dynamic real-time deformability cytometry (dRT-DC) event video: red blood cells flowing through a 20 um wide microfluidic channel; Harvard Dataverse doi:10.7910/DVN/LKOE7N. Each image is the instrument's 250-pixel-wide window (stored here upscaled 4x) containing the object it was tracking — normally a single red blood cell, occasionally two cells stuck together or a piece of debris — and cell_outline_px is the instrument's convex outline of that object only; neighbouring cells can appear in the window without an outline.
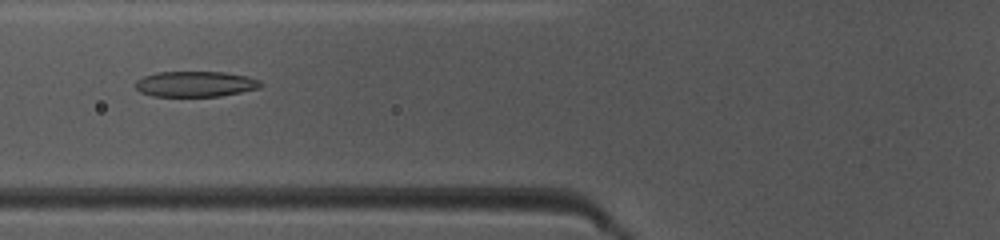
{"species": "common noctule bat (a hibernating species)", "species_latin": "Nyctalus noctula", "temperature_condition": "warm", "stored_images_in_passage": 48, "camera_frame_rate_fps": 3000, "um_per_image_px": 0.085, "animal": {"sex": "female", "body_mass_g": 10.0, "forearm_length_mm": 53.1}, "frame": {"image": 1, "passage_image": 19, "time_ms": 6.0, "image_size_px": [1000, 240], "cell_outline_px": [[264, 84], [260, 88], [220, 96], [152, 96], [140, 92], [136, 88], [136, 80], [144, 76], [156, 72], [224, 72], [248, 76], [260, 80]], "centroid_in_image_um": [16.63, 7.14], "position_along_channel_um": 109.2, "area_um2": 18.73}}
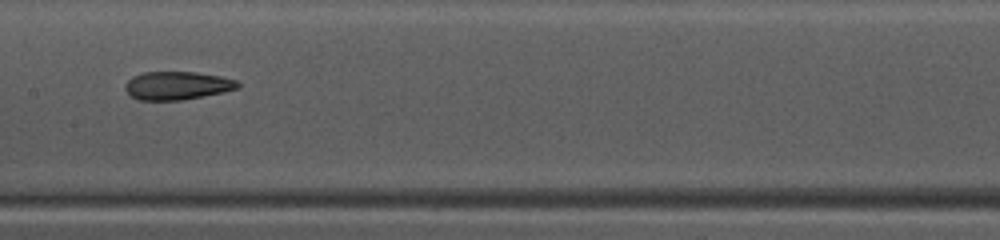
{"frame": {"image": 2, "passage_image": 25, "time_ms": 8.0, "image_size_px": [1000, 240], "cell_outline_px": [[240, 88], [224, 92], [204, 96], [180, 100], [140, 100], [132, 96], [124, 88], [124, 84], [132, 76], [144, 72], [196, 72], [220, 76], [236, 80], [240, 84]], "centroid_in_image_um": [15.07, 7.27], "position_along_channel_um": 192.3, "area_um2": 18.55}}
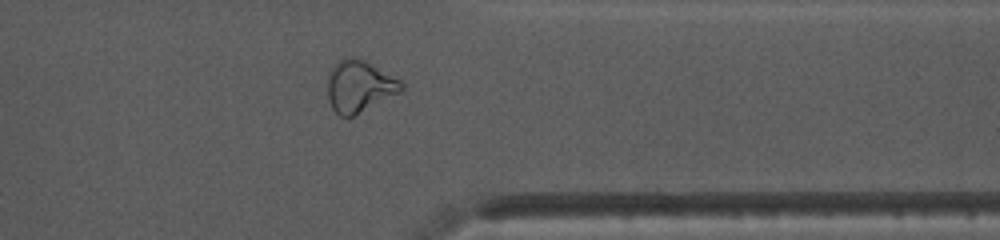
{"frame": {"image": 3, "passage_image": 39, "time_ms": 12.667, "image_size_px": [1000, 240], "cell_outline_px": [[404, 88], [400, 92], [352, 116], [340, 116], [332, 108], [328, 100], [328, 72], [332, 64], [344, 56], [356, 56], [364, 60], [400, 80], [404, 84]], "centroid_in_image_um": [30.5, 7.29], "position_along_channel_um": 380.9, "area_um2": 22.25}, "authors_computed_cell_mechanics": {"area_um2": 20.4612, "velocity_mm_per_s": 4.1146, "shape_relaxation_time_tau1_ms": 10.1606, "shape_relaxation_time_tau2_ms": 2.3329, "deformation_change_tau1": 0.2658, "deformation_change_tau2": 0.105}}